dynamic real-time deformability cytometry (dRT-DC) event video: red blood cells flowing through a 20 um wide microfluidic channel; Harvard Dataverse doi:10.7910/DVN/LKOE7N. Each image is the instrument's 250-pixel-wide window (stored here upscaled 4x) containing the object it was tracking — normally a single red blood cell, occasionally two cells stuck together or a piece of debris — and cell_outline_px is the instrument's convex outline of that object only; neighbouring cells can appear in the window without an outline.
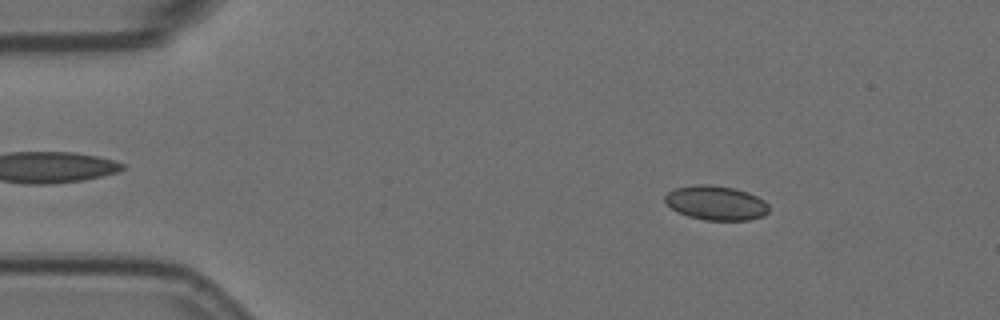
{"species": "Egyptian fruit bat (a non-hibernating species)", "species_latin": "Rousettus aegyptiacus", "temperature_condition": "room temperature", "stored_images_in_passage": 5, "camera_frame_rate_fps": 3000, "um_per_image_px": 0.085, "animal": {"sex": "female"}, "frame": {"image": 1, "passage_image": 2, "time_ms": 0.333, "image_size_px": [1000, 320], "cell_outline_px": [[768, 212], [764, 216], [748, 220], [704, 220], [688, 216], [672, 208], [664, 200], [664, 196], [668, 192], [676, 188], [696, 184], [708, 184], [736, 188], [748, 192], [764, 200], [768, 204]], "centroid_in_image_um": [60.88, 17.24], "position_along_channel_um": 24.1, "area_um2": 20.81}}
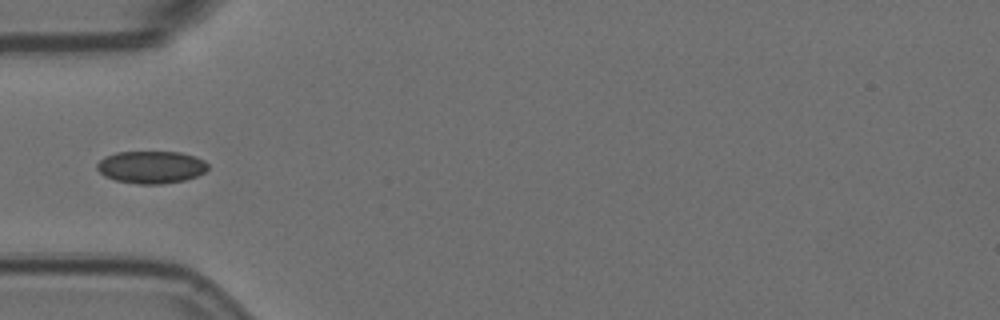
{"frame": {"image": 2, "passage_image": 5, "time_ms": 1.333, "image_size_px": [1000, 320], "cell_outline_px": [[208, 168], [204, 172], [196, 176], [184, 180], [160, 184], [136, 184], [116, 180], [104, 176], [96, 168], [96, 164], [104, 156], [116, 152], [180, 152], [196, 156], [204, 160], [208, 164]], "centroid_in_image_um": [12.84, 14.2], "position_along_channel_um": 72.2, "area_um2": 21.04}}